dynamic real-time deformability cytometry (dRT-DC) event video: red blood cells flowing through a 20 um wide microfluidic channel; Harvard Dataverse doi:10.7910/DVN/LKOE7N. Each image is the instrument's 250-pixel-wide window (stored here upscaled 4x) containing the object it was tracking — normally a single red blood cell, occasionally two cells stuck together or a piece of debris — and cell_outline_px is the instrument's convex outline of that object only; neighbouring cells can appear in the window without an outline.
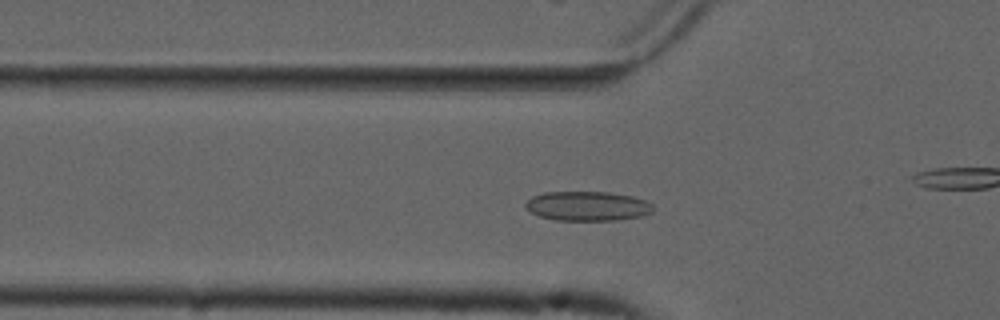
{"species": "common noctule bat (a hibernating species)", "species_latin": "Nyctalus noctula", "temperature_condition": "cold", "stored_images_in_passage": 27, "camera_frame_rate_fps": 3000, "um_per_image_px": 0.085, "animal": {"sex": "male", "forearm_length_mm": 52.5}, "frame": {"image": 1, "passage_image": 15, "time_ms": 4.667, "image_size_px": [1000, 320], "cell_outline_px": [[652, 212], [640, 216], [616, 220], [556, 220], [540, 216], [532, 212], [524, 204], [532, 196], [544, 192], [608, 192], [632, 196], [648, 200], [652, 204]], "centroid_in_image_um": [49.96, 17.51], "position_along_channel_um": 75.8, "area_um2": 21.79}}
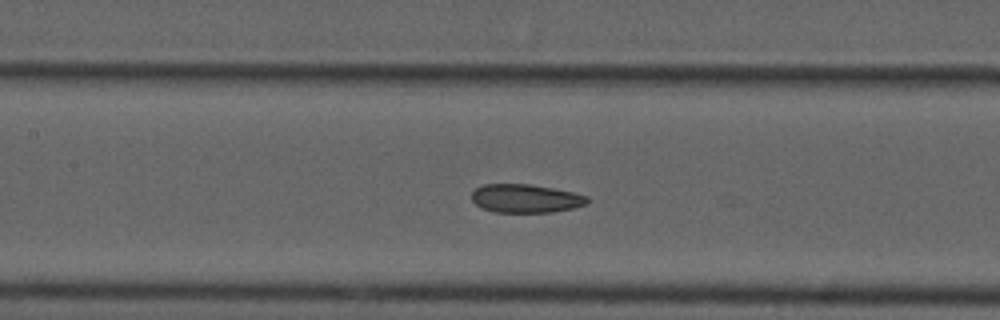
{"frame": {"image": 2, "passage_image": 22, "time_ms": 7.0, "image_size_px": [1000, 320], "cell_outline_px": [[592, 200], [588, 204], [572, 208], [552, 212], [496, 212], [480, 208], [472, 200], [472, 192], [476, 188], [484, 184], [528, 184], [552, 188], [572, 192], [588, 196]], "centroid_in_image_um": [44.7, 16.87], "position_along_channel_um": 162.7, "area_um2": 19.25}}
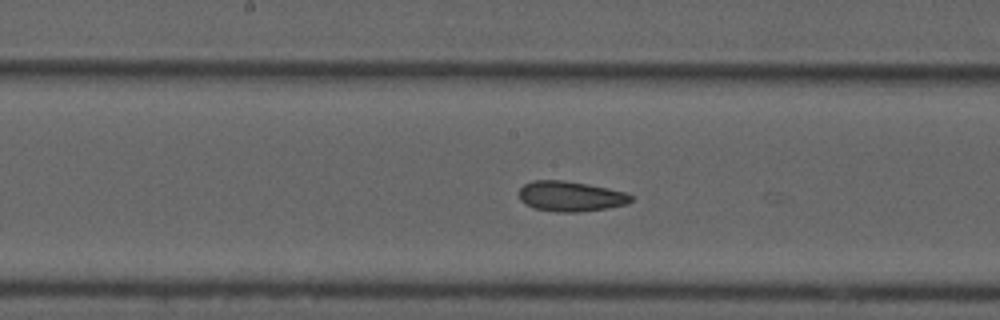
{"frame": {"image": 3, "passage_image": 25, "time_ms": 8.0, "image_size_px": [1000, 320], "cell_outline_px": [[632, 200], [628, 204], [608, 208], [580, 212], [556, 212], [532, 208], [524, 204], [520, 200], [520, 188], [524, 184], [532, 180], [560, 180], [608, 188], [624, 192], [632, 196]], "centroid_in_image_um": [48.47, 16.7], "position_along_channel_um": 199.7, "area_um2": 19.71}}